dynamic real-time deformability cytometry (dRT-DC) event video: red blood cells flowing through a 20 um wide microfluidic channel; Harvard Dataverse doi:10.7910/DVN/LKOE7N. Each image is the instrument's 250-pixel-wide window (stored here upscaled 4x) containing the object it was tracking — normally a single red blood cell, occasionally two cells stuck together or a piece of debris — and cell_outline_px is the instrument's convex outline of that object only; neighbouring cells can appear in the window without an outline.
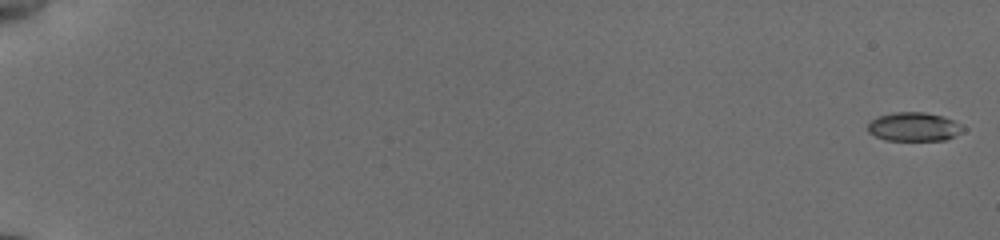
{"species": "common noctule bat (a hibernating species)", "species_latin": "Nyctalus noctula", "temperature_condition": "cold", "stored_images_in_passage": 55, "camera_frame_rate_fps": 3000, "um_per_image_px": 0.085, "animal": {"sex": "female", "body_mass_g": 19.5, "forearm_length_mm": 54.1}, "frame": {"image": 1, "passage_image": 1, "time_ms": 0.0, "image_size_px": [1000, 240], "cell_outline_px": [[968, 128], [964, 132], [944, 140], [884, 140], [868, 132], [868, 124], [876, 116], [892, 112], [924, 112], [940, 116], [952, 120]], "centroid_in_image_um": [77.69, 10.78], "position_along_channel_um": 7.3, "area_um2": 16.07}}
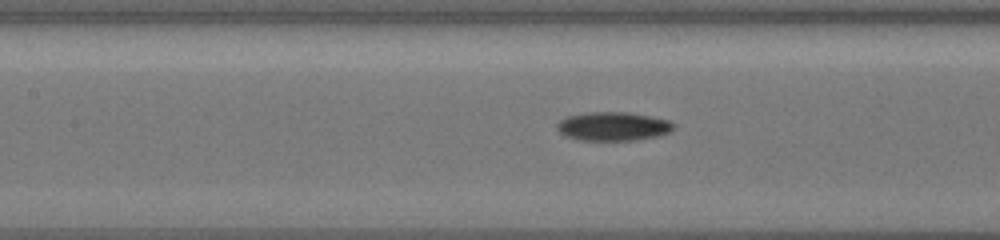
{"frame": {"image": 2, "passage_image": 29, "time_ms": 9.333, "image_size_px": [1000, 240], "cell_outline_px": [[676, 128], [672, 132], [660, 136], [636, 140], [580, 140], [564, 136], [556, 128], [556, 124], [560, 120], [568, 116], [588, 112], [628, 112], [672, 120], [676, 124]], "centroid_in_image_um": [52.18, 10.74], "position_along_channel_um": 155.2, "area_um2": 19.94}}
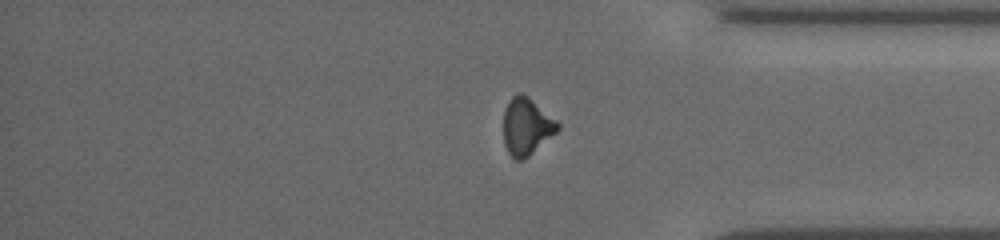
{"frame": {"image": 3, "passage_image": 48, "time_ms": 15.667, "image_size_px": [1000, 240], "cell_outline_px": [[560, 128], [556, 132], [528, 156], [520, 160], [516, 160], [508, 152], [504, 144], [504, 108], [508, 100], [516, 92], [520, 92], [528, 96], [556, 120], [560, 124]], "centroid_in_image_um": [44.73, 10.71], "position_along_channel_um": 390.5, "area_um2": 17.92}}